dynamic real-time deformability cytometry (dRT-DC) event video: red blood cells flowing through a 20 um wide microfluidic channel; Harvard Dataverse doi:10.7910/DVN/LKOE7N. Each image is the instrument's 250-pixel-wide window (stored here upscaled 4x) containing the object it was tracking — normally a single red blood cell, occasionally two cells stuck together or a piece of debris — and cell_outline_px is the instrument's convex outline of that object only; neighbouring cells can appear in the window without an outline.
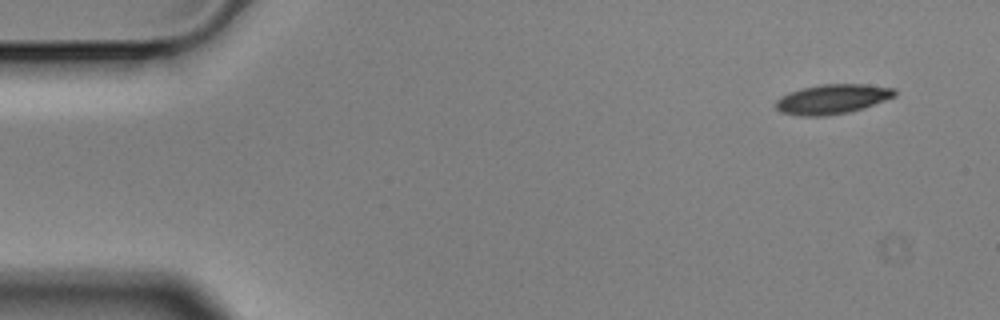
{"species": "Egyptian fruit bat (a non-hibernating species)", "species_latin": "Rousettus aegyptiacus", "temperature_condition": "cold", "stored_images_in_passage": 4, "camera_frame_rate_fps": 3000, "um_per_image_px": 0.085, "animal": {"sex": "male"}, "frame": {"image": 1, "passage_image": 1, "time_ms": 0.0, "image_size_px": [1000, 320], "cell_outline_px": [[896, 96], [864, 108], [848, 112], [824, 116], [800, 116], [780, 112], [776, 108], [776, 100], [788, 92], [820, 84], [864, 84], [896, 88]], "centroid_in_image_um": [70.76, 8.42], "position_along_channel_um": 14.2, "area_um2": 20.58}}
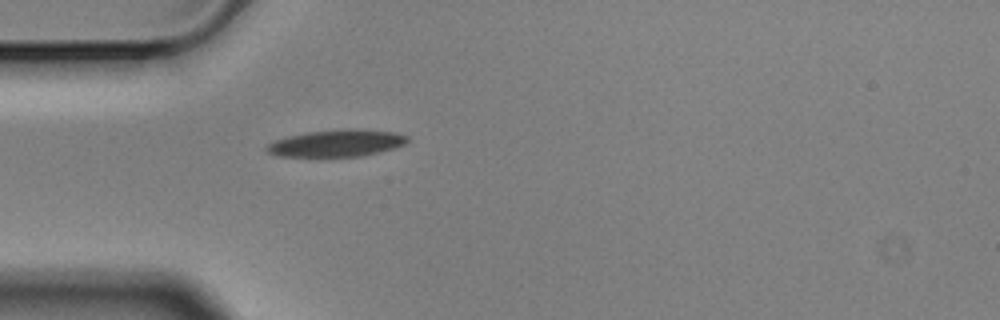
{"frame": {"image": 2, "passage_image": 4, "time_ms": 1.0, "image_size_px": [1000, 320], "cell_outline_px": [[408, 140], [404, 144], [392, 148], [364, 156], [276, 156], [268, 152], [264, 148], [272, 140], [288, 136], [308, 132], [344, 128], [392, 132], [408, 136]], "centroid_in_image_um": [28.55, 12.17], "position_along_channel_um": 56.4, "area_um2": 21.91}}